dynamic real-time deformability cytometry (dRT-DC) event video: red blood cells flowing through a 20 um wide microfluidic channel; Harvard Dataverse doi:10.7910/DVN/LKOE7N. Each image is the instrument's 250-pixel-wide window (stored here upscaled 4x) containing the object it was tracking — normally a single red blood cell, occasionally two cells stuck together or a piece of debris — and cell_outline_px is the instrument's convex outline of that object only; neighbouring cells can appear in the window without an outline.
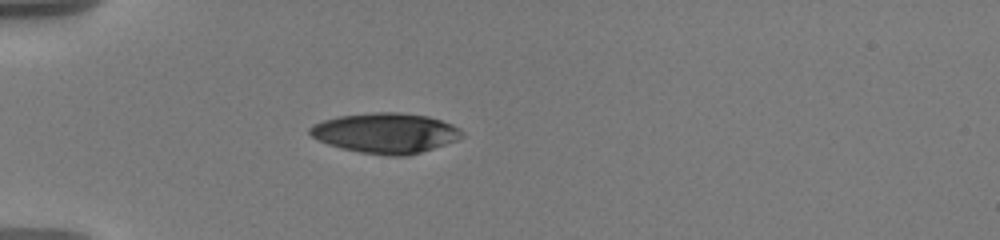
{"species": "human", "species_latin": "Homo sapiens", "temperature_condition": "warm", "stored_images_in_passage": 41, "camera_frame_rate_fps": 3000, "um_per_image_px": 0.085, "donor": {"sex": "male"}, "frame": {"image": 1, "passage_image": 1, "time_ms": 0.0, "image_size_px": [1000, 240], "cell_outline_px": [[464, 136], [456, 140], [408, 156], [388, 156], [360, 152], [340, 148], [328, 144], [312, 136], [308, 132], [308, 128], [312, 124], [324, 120], [340, 116], [376, 112], [396, 112], [428, 116], [452, 124], [460, 128], [464, 132]], "centroid_in_image_um": [32.78, 11.31], "position_along_channel_um": 52.2, "area_um2": 35.49}}
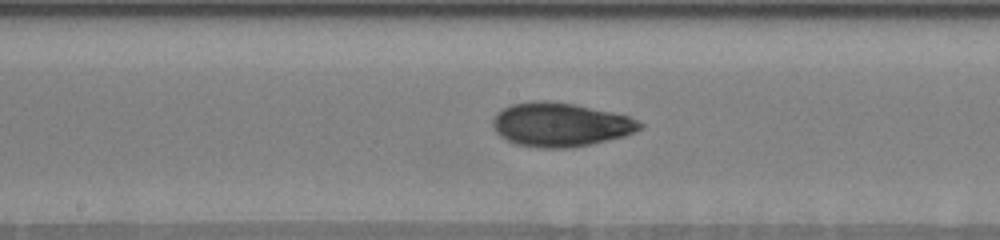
{"frame": {"image": 2, "passage_image": 15, "time_ms": 4.667, "image_size_px": [1000, 240], "cell_outline_px": [[644, 128], [624, 136], [572, 148], [540, 148], [516, 144], [500, 136], [496, 132], [492, 124], [492, 120], [496, 112], [512, 104], [532, 100], [548, 100], [576, 104], [612, 112], [628, 116], [644, 124]], "centroid_in_image_um": [47.62, 10.58], "position_along_channel_um": 200.6, "area_um2": 37.8}}
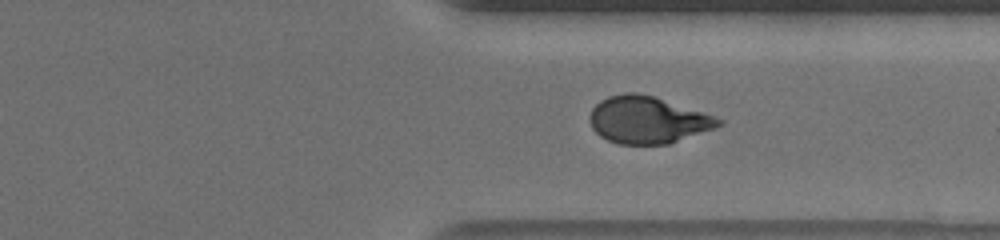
{"frame": {"image": 3, "passage_image": 28, "time_ms": 9.0, "image_size_px": [1000, 240], "cell_outline_px": [[724, 124], [668, 144], [620, 144], [608, 140], [600, 136], [592, 128], [588, 120], [588, 116], [592, 108], [600, 100], [608, 96], [624, 92], [636, 92], [652, 96], [724, 120]], "centroid_in_image_um": [54.97, 10.19], "position_along_channel_um": 356.4, "area_um2": 34.85}, "authors_computed_cell_mechanics": {"area_um2": 36.125, "velocity_mm_per_s": 3.6058, "shape_relaxation_time_tau1_ms": 4.7281, "shape_relaxation_time_tau2_ms": 2.0643, "deformation_change_tau1": 0.1934, "deformation_change_tau2": 0.075}}